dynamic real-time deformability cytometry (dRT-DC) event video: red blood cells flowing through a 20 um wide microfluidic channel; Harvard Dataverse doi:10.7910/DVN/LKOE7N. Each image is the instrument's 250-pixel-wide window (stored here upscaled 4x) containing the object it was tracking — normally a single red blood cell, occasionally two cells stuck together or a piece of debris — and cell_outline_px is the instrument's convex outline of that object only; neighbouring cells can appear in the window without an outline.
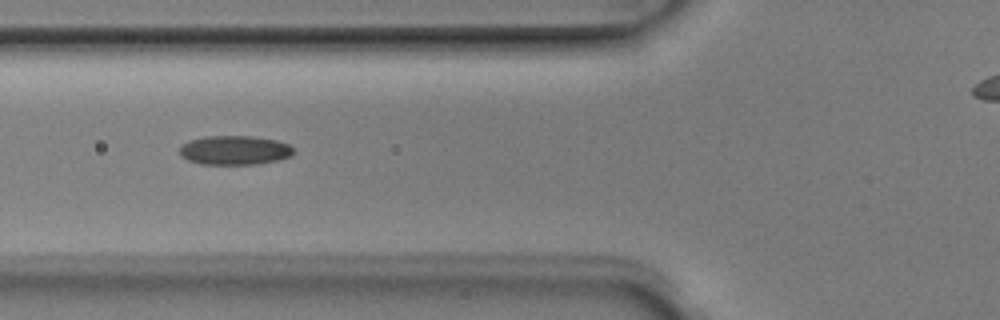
{"species": "Egyptian fruit bat (a non-hibernating species)", "species_latin": "Rousettus aegyptiacus", "temperature_condition": "room temperature", "stored_images_in_passage": 6, "camera_frame_rate_fps": 3000, "um_per_image_px": 0.085, "animal": {"sex": "male"}, "frame": {"image": 1, "passage_image": 3, "time_ms": 0.667, "image_size_px": [1000, 320], "cell_outline_px": [[296, 148], [292, 156], [280, 160], [256, 164], [200, 164], [188, 160], [180, 156], [180, 144], [188, 140], [204, 136], [252, 136], [276, 140], [288, 144]], "centroid_in_image_um": [19.95, 12.76], "position_along_channel_um": 105.9, "area_um2": 19.71}}
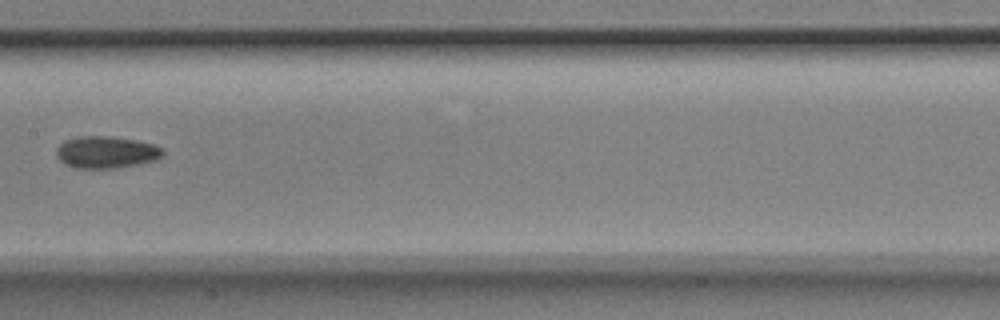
{"frame": {"image": 2, "passage_image": 5, "time_ms": 1.333, "image_size_px": [1000, 320], "cell_outline_px": [[164, 152], [156, 160], [116, 168], [76, 168], [64, 164], [56, 156], [56, 148], [64, 140], [76, 136], [108, 136], [136, 140], [152, 144], [164, 148]], "centroid_in_image_um": [8.99, 12.93], "position_along_channel_um": 198.4, "area_um2": 19.88}}
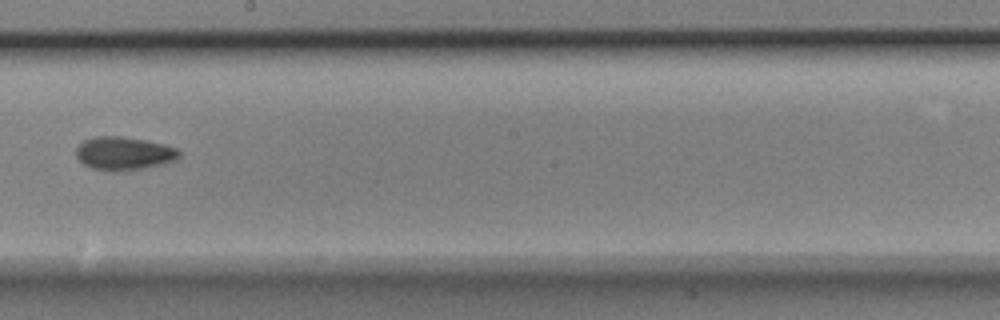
{"frame": {"image": 3, "passage_image": 6, "time_ms": 1.667, "image_size_px": [1000, 320], "cell_outline_px": [[180, 156], [176, 160], [164, 164], [144, 168], [116, 172], [112, 172], [92, 168], [84, 164], [76, 156], [76, 148], [84, 140], [96, 136], [120, 136], [144, 140], [164, 144], [176, 148], [180, 152]], "centroid_in_image_um": [10.54, 13.05], "position_along_channel_um": 237.7, "area_um2": 20.06}}